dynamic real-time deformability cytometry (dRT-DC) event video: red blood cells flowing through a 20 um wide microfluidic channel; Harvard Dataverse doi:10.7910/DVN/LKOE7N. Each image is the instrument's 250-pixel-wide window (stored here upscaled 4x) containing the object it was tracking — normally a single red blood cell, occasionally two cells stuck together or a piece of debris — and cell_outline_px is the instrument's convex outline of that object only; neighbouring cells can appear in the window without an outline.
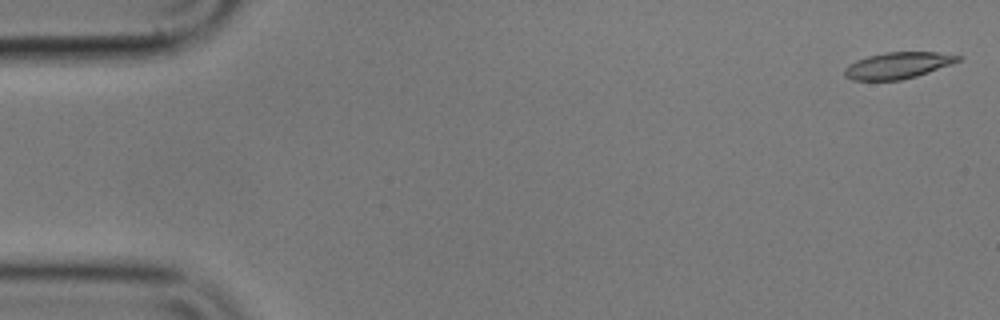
{"species": "common noctule bat (a hibernating species)", "species_latin": "Nyctalus noctula", "temperature_condition": "cold", "stored_images_in_passage": 50, "camera_frame_rate_fps": 3000, "um_per_image_px": 0.085, "animal": {"sex": "male", "body_mass_g": 17.9}, "frame": {"image": 1, "passage_image": 2, "time_ms": 0.333, "image_size_px": [1000, 320], "cell_outline_px": [[964, 56], [960, 60], [952, 64], [916, 76], [900, 80], [852, 80], [844, 76], [844, 68], [848, 64], [856, 60], [868, 56], [884, 52], [936, 52]], "centroid_in_image_um": [76.3, 5.55], "position_along_channel_um": 8.7, "area_um2": 17.51}}
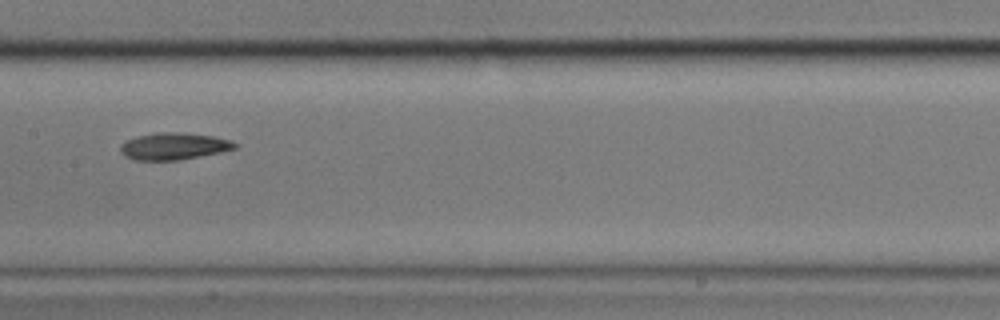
{"frame": {"image": 2, "passage_image": 28, "time_ms": 9.0, "image_size_px": [1000, 320], "cell_outline_px": [[240, 144], [236, 148], [220, 152], [200, 156], [176, 160], [136, 160], [124, 156], [120, 152], [120, 144], [136, 136], [160, 132], [184, 132], [212, 136], [232, 140]], "centroid_in_image_um": [14.79, 12.42], "position_along_channel_um": 192.6, "area_um2": 18.03}}
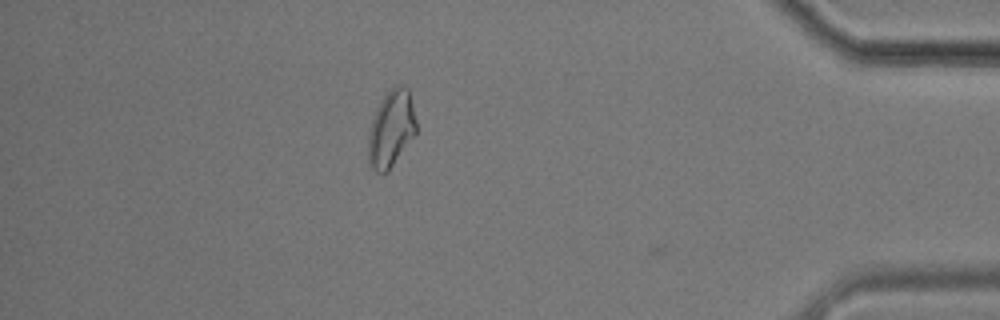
{"frame": {"image": 3, "passage_image": 49, "time_ms": 16.0, "image_size_px": [1000, 320], "cell_outline_px": [[416, 132], [388, 172], [376, 172], [372, 168], [368, 160], [368, 136], [372, 120], [376, 108], [380, 100], [396, 84], [400, 84], [408, 88], [416, 120]], "centroid_in_image_um": [33.24, 10.94], "position_along_channel_um": 402.0, "area_um2": 21.27}, "authors_computed_cell_mechanics": {"area_um2": 18.2648, "velocity_mm_per_s": 3.6032, "shape_relaxation_time_tau1_ms": 7.3514, "shape_relaxation_time_tau2_ms": null, "deformation_change_tau1": 0.1817, "deformation_change_tau2": null}}